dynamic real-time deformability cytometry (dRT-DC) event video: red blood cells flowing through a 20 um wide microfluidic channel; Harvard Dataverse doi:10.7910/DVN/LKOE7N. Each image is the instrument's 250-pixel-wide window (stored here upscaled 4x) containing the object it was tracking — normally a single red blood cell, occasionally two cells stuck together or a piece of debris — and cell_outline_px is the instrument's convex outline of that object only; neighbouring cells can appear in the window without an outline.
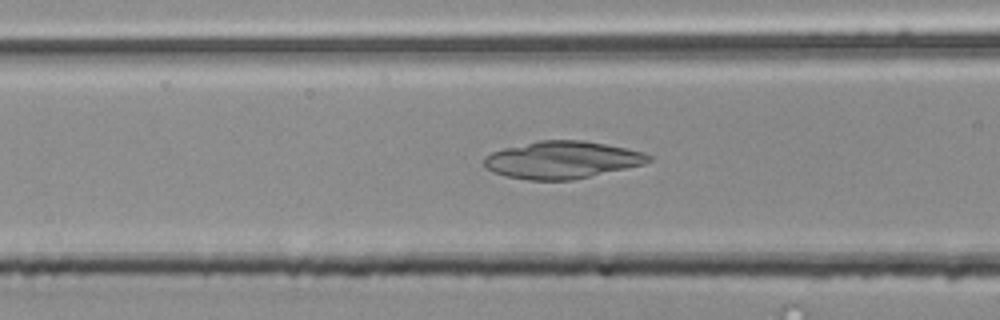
{"species": "common noctule bat (a hibernating species)", "species_latin": "Nyctalus noctula", "temperature_condition": "room temperature", "stored_images_in_passage": 39, "camera_frame_rate_fps": 3000, "um_per_image_px": 0.085, "animal": {"sex": "male", "body_mass_g": 20.4}, "frame": {"image": 1, "passage_image": 7, "time_ms": 2.0, "image_size_px": [1000, 320], "cell_outline_px": [[652, 160], [644, 164], [572, 180], [528, 180], [504, 176], [492, 172], [484, 164], [484, 156], [492, 152], [504, 148], [540, 140], [584, 140], [644, 152], [652, 156]], "centroid_in_image_um": [47.76, 13.59], "position_along_channel_um": 118.8, "area_um2": 35.66}}
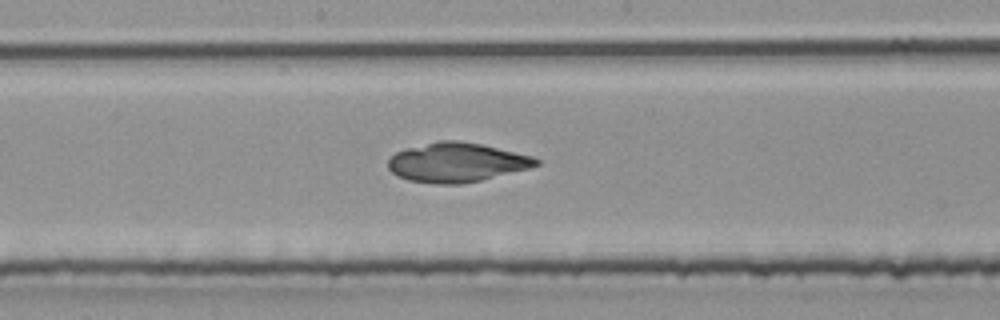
{"frame": {"image": 2, "passage_image": 14, "time_ms": 4.333, "image_size_px": [1000, 320], "cell_outline_px": [[540, 164], [532, 168], [480, 180], [460, 184], [432, 184], [408, 180], [396, 176], [388, 168], [388, 160], [396, 152], [404, 148], [436, 140], [460, 140], [480, 144], [532, 156], [540, 160]], "centroid_in_image_um": [38.79, 13.8], "position_along_channel_um": 209.4, "area_um2": 34.16}}
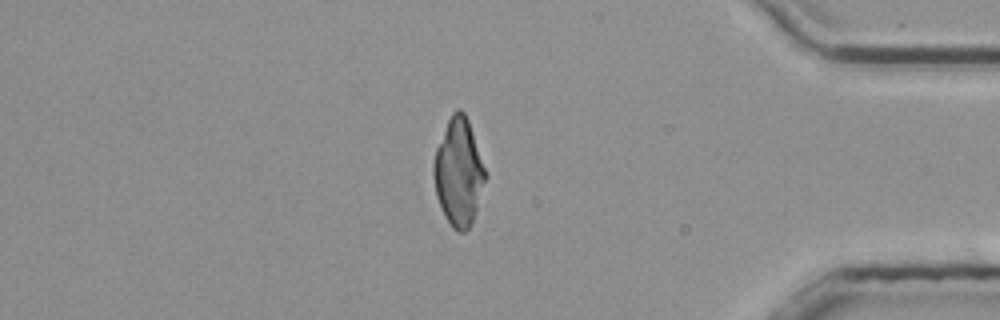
{"frame": {"image": 3, "passage_image": 31, "time_ms": 10.0, "image_size_px": [1000, 320], "cell_outline_px": [[488, 176], [472, 220], [468, 228], [464, 232], [456, 232], [452, 228], [444, 216], [436, 196], [432, 172], [432, 168], [436, 148], [448, 120], [452, 112], [456, 108], [460, 108], [464, 112], [468, 120]], "centroid_in_image_um": [38.97, 14.64], "position_along_channel_um": 396.2, "area_um2": 32.37}}